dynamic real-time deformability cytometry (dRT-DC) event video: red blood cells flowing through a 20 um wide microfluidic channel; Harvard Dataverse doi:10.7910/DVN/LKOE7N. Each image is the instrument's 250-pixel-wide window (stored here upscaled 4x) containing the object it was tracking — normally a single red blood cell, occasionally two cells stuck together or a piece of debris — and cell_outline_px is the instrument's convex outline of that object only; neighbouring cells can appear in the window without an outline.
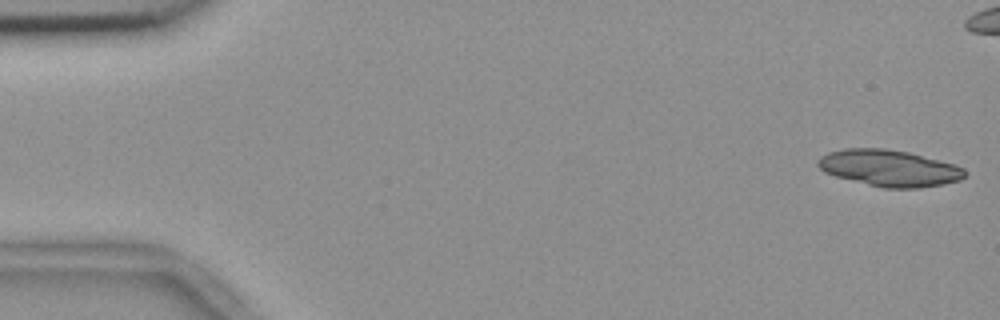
{"species": "common noctule bat (a hibernating species)", "species_latin": "Nyctalus noctula", "temperature_condition": "room temperature", "stored_images_in_passage": 56, "segment_of_instrument_passage": [1, 2], "camera_frame_rate_fps": 3000, "um_per_image_px": 0.085, "animal": {"sex": "female", "body_mass_g": 18.4}, "frame": {"image": 1, "passage_image": 1, "time_ms": 0.0, "image_size_px": [1000, 320], "cell_outline_px": [[968, 172], [960, 180], [944, 184], [920, 188], [884, 188], [836, 176], [824, 172], [816, 164], [816, 160], [820, 156], [828, 152], [844, 148], [884, 148], [908, 152], [956, 164], [964, 168]], "centroid_in_image_um": [75.6, 14.28], "position_along_channel_um": 9.4, "area_um2": 31.39}}